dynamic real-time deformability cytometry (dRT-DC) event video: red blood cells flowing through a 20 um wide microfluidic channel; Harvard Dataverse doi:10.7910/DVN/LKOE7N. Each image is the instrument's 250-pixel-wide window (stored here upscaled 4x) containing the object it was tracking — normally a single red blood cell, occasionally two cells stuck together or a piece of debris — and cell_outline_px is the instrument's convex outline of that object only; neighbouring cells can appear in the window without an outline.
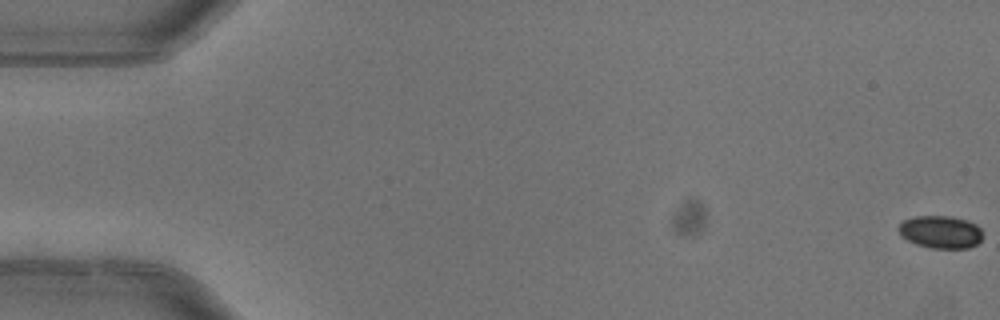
{"species": "common noctule bat (a hibernating species)", "species_latin": "Nyctalus noctula", "temperature_condition": "warm", "stored_images_in_passage": 7, "camera_frame_rate_fps": 3000, "um_per_image_px": 0.085, "animal": {"sex": "female"}, "frame": {"image": 1, "passage_image": 1, "time_ms": 0.0, "image_size_px": [1000, 320], "cell_outline_px": [[980, 240], [976, 244], [968, 248], [932, 248], [916, 244], [900, 236], [896, 228], [904, 220], [916, 216], [948, 216], [968, 220], [976, 224], [980, 228]], "centroid_in_image_um": [79.91, 19.71], "position_along_channel_um": 5.1, "area_um2": 15.95}}